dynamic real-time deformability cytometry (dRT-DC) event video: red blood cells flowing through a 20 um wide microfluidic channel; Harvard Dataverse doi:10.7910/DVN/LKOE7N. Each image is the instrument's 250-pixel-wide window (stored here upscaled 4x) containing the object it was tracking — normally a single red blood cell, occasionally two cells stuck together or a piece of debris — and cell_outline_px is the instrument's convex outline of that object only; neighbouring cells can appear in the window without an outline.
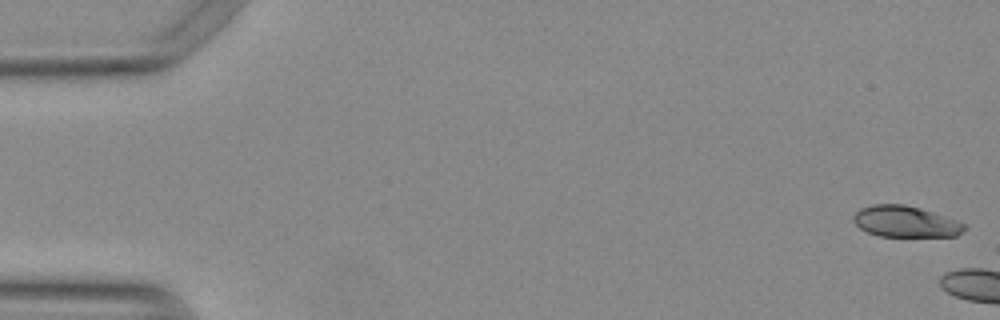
{"species": "Egyptian fruit bat (a non-hibernating species)", "species_latin": "Rousettus aegyptiacus", "temperature_condition": "warm", "stored_images_in_passage": 7, "camera_frame_rate_fps": 3000, "um_per_image_px": 0.085, "animal": {"sex": "female"}, "frame": {"image": 1, "passage_image": 1, "time_ms": 0.0, "image_size_px": [1000, 320], "cell_outline_px": [[968, 228], [964, 232], [956, 236], [880, 236], [868, 232], [860, 228], [852, 220], [852, 216], [860, 208], [872, 204], [904, 204], [920, 208], [956, 220], [964, 224]], "centroid_in_image_um": [76.96, 18.83], "position_along_channel_um": 8.0, "area_um2": 20.17}}